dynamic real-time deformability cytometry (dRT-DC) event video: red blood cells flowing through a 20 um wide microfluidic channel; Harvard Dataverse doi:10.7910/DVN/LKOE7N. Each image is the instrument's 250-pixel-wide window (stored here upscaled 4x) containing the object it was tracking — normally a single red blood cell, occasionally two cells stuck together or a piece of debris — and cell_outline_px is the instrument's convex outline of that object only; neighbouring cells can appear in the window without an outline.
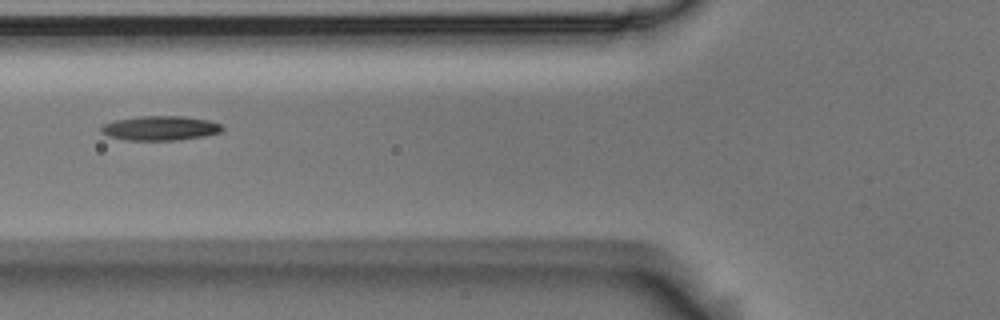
{"species": "Egyptian fruit bat (a non-hibernating species)", "species_latin": "Rousettus aegyptiacus", "temperature_condition": "room temperature", "stored_images_in_passage": 6, "segment_of_instrument_passage": [2, 2], "camera_frame_rate_fps": 3000, "um_per_image_px": 0.085, "animal": {"sex": "male"}, "frame": {"image": 1, "passage_image": 6, "time_ms": 1.667, "image_size_px": [1000, 320], "cell_outline_px": [[224, 128], [220, 132], [204, 136], [176, 140], [128, 140], [108, 136], [100, 132], [100, 128], [104, 124], [116, 120], [140, 116], [184, 116], [208, 120], [220, 124]], "centroid_in_image_um": [13.61, 10.89], "position_along_channel_um": 112.2, "area_um2": 17.17}}